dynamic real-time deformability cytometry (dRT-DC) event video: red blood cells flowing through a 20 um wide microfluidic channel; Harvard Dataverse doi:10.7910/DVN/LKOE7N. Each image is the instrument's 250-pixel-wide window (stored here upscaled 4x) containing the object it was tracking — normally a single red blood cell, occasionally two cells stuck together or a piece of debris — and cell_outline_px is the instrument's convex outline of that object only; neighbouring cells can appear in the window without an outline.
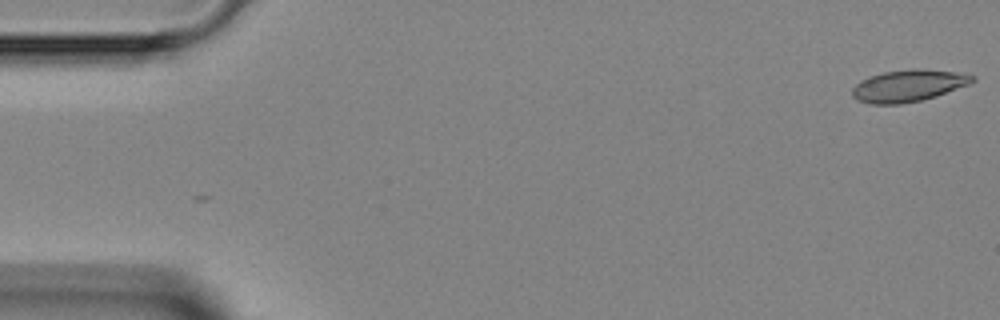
{"species": "Egyptian fruit bat (a non-hibernating species)", "species_latin": "Rousettus aegyptiacus", "temperature_condition": "room temperature", "stored_images_in_passage": 2, "camera_frame_rate_fps": 3000, "um_per_image_px": 0.085, "animal": {"sex": "female"}, "frame": {"image": 1, "passage_image": 1, "time_ms": 0.0, "image_size_px": [1000, 320], "cell_outline_px": [[976, 80], [968, 84], [936, 96], [920, 100], [900, 104], [868, 104], [856, 100], [852, 96], [852, 88], [860, 80], [884, 72], [912, 68], [920, 68], [956, 72], [976, 76]], "centroid_in_image_um": [77.18, 7.28], "position_along_channel_um": 7.8, "area_um2": 22.31}}